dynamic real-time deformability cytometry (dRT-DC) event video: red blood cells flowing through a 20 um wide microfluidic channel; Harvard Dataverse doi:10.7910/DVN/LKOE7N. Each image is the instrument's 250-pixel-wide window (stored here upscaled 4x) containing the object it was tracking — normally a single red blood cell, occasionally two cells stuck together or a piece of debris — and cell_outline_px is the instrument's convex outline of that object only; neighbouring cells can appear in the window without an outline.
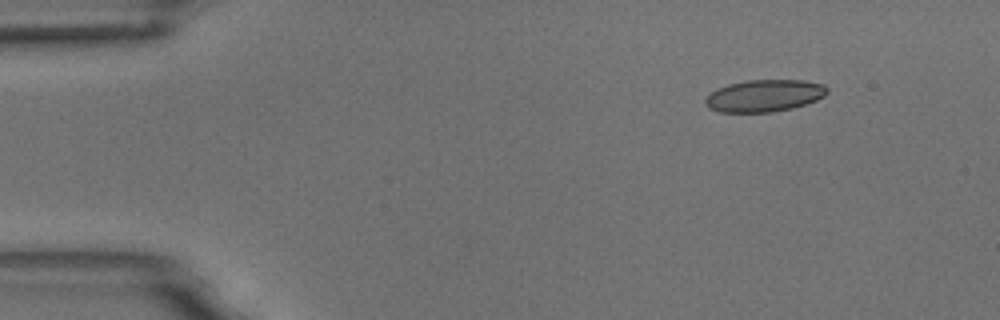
{"species": "common noctule bat (a hibernating species)", "species_latin": "Nyctalus noctula", "temperature_condition": "room temperature", "stored_images_in_passage": 6, "camera_frame_rate_fps": 3000, "um_per_image_px": 0.085, "animal": {"sex": "male", "body_mass_g": 18.8}, "frame": {"image": 1, "passage_image": 1, "time_ms": 0.0, "image_size_px": [1000, 320], "cell_outline_px": [[828, 92], [824, 96], [816, 100], [792, 108], [772, 112], [720, 112], [708, 108], [704, 104], [704, 100], [716, 88], [728, 84], [744, 80], [804, 80], [824, 84], [828, 88]], "centroid_in_image_um": [64.95, 8.13], "position_along_channel_um": 20.0, "area_um2": 22.89}}
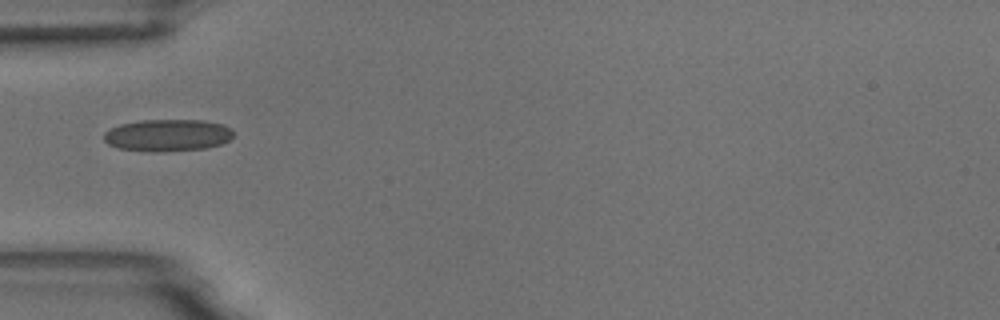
{"frame": {"image": 2, "passage_image": 4, "time_ms": 3.667, "image_size_px": [1000, 320], "cell_outline_px": [[232, 136], [228, 140], [220, 144], [204, 148], [156, 152], [148, 152], [120, 148], [108, 144], [104, 140], [104, 132], [120, 124], [140, 120], [204, 120], [224, 124], [232, 128]], "centroid_in_image_um": [14.24, 11.49], "position_along_channel_um": 70.8, "area_um2": 24.16}}